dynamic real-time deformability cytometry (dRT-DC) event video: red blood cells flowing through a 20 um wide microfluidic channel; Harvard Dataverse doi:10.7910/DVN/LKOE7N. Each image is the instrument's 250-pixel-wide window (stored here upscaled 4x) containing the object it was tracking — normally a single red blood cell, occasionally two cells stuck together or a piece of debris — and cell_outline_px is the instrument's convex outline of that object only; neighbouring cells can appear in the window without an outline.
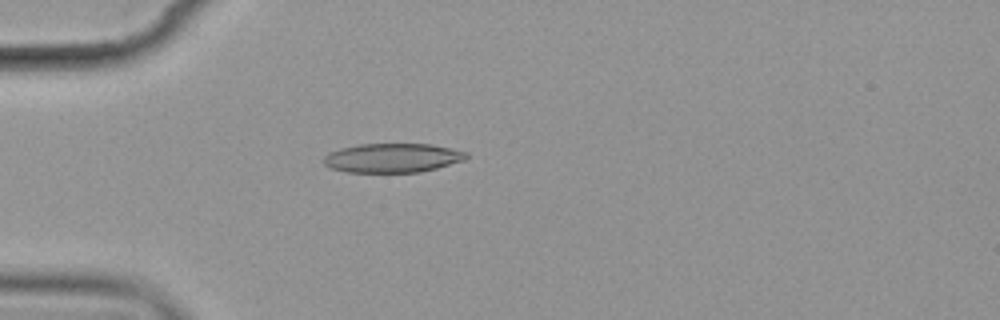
{"species": "common noctule bat (a hibernating species)", "species_latin": "Nyctalus noctula", "temperature_condition": "cold", "stored_images_in_passage": 3, "camera_frame_rate_fps": 3000, "um_per_image_px": 0.085, "animal": {"sex": "female", "body_mass_g": 19.9}, "frame": {"image": 1, "passage_image": 2, "time_ms": 1.333, "image_size_px": [1000, 320], "cell_outline_px": [[468, 156], [464, 160], [436, 168], [420, 172], [344, 172], [332, 168], [324, 164], [324, 156], [328, 152], [340, 148], [360, 144], [432, 144], [468, 152]], "centroid_in_image_um": [33.35, 13.42], "position_along_channel_um": 51.7, "area_um2": 24.22}}